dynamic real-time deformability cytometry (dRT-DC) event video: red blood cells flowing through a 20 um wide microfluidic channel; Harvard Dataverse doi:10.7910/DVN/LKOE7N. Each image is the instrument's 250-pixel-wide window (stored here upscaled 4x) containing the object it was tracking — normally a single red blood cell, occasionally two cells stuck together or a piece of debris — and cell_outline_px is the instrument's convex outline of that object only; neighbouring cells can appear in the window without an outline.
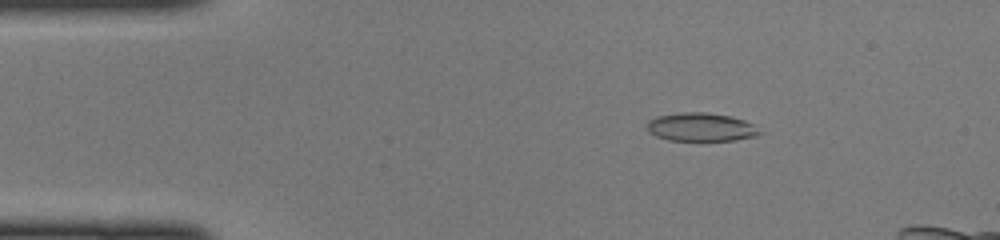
{"species": "common noctule bat (a hibernating species)", "species_latin": "Nyctalus noctula", "temperature_condition": "cold", "stored_images_in_passage": 42, "camera_frame_rate_fps": 3000, "um_per_image_px": 0.085, "animal": {"sex": "female", "body_mass_g": 22.0, "forearm_length_mm": 56.7}, "frame": {"image": 1, "passage_image": 5, "time_ms": 1.333, "image_size_px": [1000, 240], "cell_outline_px": [[764, 132], [756, 136], [736, 140], [668, 140], [656, 136], [648, 132], [648, 120], [656, 116], [680, 112], [704, 112], [732, 116], [744, 120], [752, 124]], "centroid_in_image_um": [59.59, 10.8], "position_along_channel_um": 25.4, "area_um2": 18.73}}
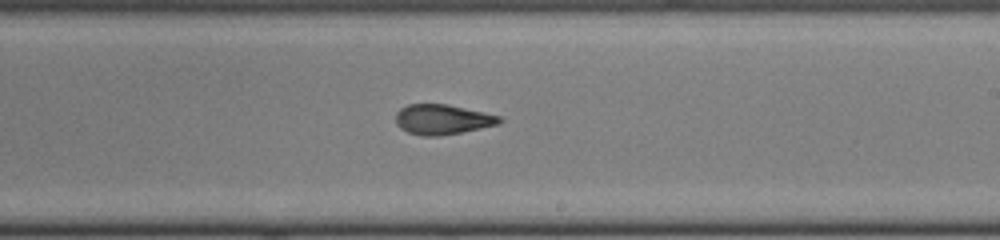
{"frame": {"image": 2, "passage_image": 25, "time_ms": 8.0, "image_size_px": [1000, 240], "cell_outline_px": [[504, 120], [496, 124], [480, 128], [440, 136], [424, 136], [408, 132], [400, 128], [396, 124], [396, 112], [400, 108], [408, 104], [448, 104], [484, 112], [500, 116]], "centroid_in_image_um": [37.58, 10.14], "position_along_channel_um": 251.4, "area_um2": 18.09}}
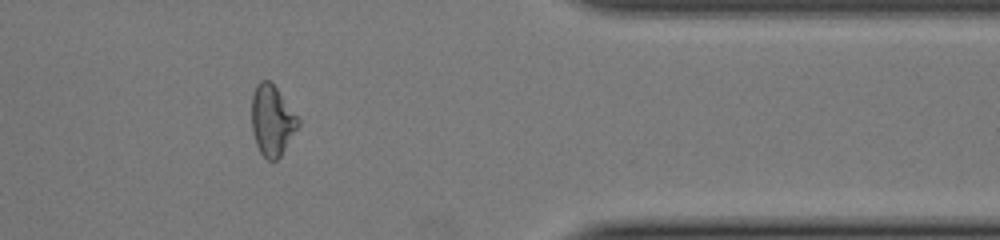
{"frame": {"image": 3, "passage_image": 36, "time_ms": 11.667, "image_size_px": [1000, 240], "cell_outline_px": [[300, 124], [280, 156], [276, 160], [268, 160], [260, 152], [256, 144], [252, 128], [252, 96], [256, 84], [260, 80], [268, 80], [276, 88], [300, 120]], "centroid_in_image_um": [23.11, 10.23], "position_along_channel_um": 388.3, "area_um2": 18.79}}